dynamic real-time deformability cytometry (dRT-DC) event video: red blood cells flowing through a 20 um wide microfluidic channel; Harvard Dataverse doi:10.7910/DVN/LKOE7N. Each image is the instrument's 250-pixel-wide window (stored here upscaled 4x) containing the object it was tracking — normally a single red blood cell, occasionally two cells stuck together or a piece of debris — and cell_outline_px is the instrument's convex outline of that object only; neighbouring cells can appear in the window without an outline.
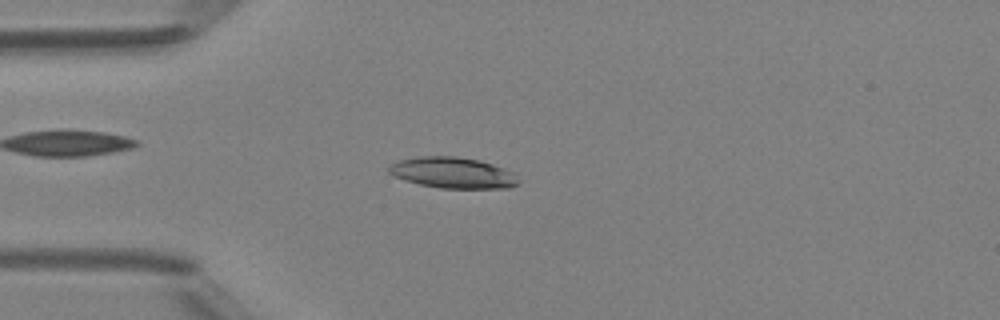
{"species": "Egyptian fruit bat (a non-hibernating species)", "species_latin": "Rousettus aegyptiacus", "temperature_condition": "room temperature", "stored_images_in_passage": 49, "camera_frame_rate_fps": 3000, "um_per_image_px": 0.085, "animal": {"sex": "female"}, "frame": {"image": 1, "passage_image": 13, "time_ms": 4.0, "image_size_px": [1000, 320], "cell_outline_px": [[520, 184], [508, 188], [440, 188], [420, 184], [392, 176], [388, 172], [388, 168], [392, 164], [400, 160], [416, 156], [456, 156], [480, 160], [516, 172], [520, 180]], "centroid_in_image_um": [38.54, 14.68], "position_along_channel_um": 46.5, "area_um2": 23.64}}
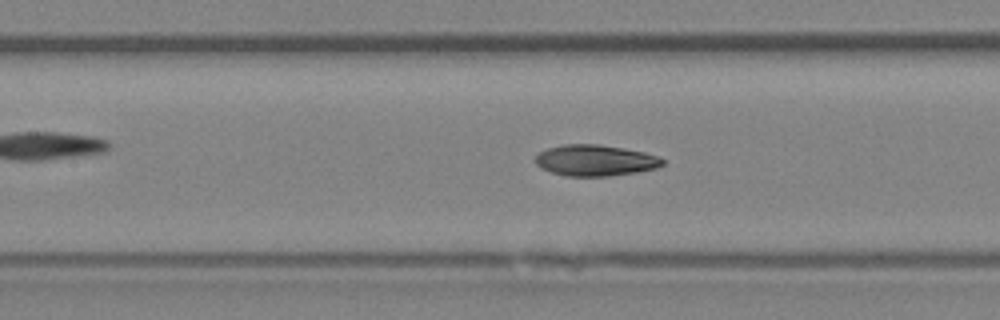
{"frame": {"image": 2, "passage_image": 22, "time_ms": 7.0, "image_size_px": [1000, 320], "cell_outline_px": [[664, 164], [660, 168], [636, 172], [608, 176], [564, 176], [540, 168], [536, 164], [536, 156], [540, 152], [548, 148], [564, 144], [600, 144], [624, 148], [644, 152], [656, 156], [664, 160]], "centroid_in_image_um": [50.61, 13.63], "position_along_channel_um": 156.8, "area_um2": 23.12}}
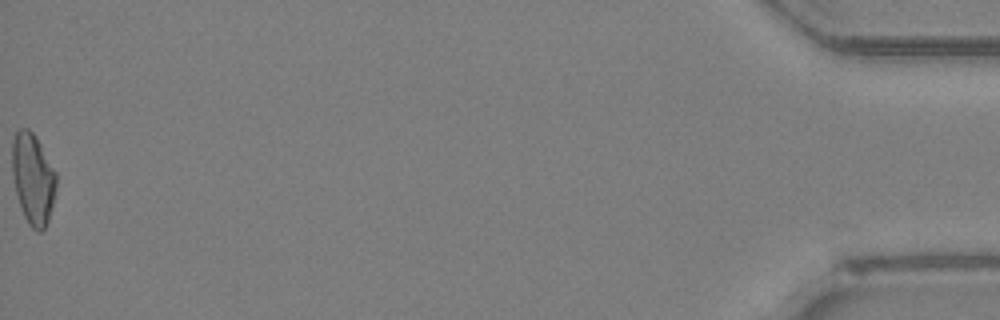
{"frame": {"image": 3, "passage_image": 49, "time_ms": 16.0, "image_size_px": [1000, 320], "cell_outline_px": [[56, 188], [48, 220], [44, 228], [40, 232], [36, 232], [28, 224], [24, 216], [16, 192], [12, 176], [12, 140], [16, 132], [20, 128], [28, 128], [36, 136], [56, 172]], "centroid_in_image_um": [2.79, 15.17], "position_along_channel_um": 432.4, "area_um2": 23.29}, "authors_computed_cell_mechanics": {"area_um2": 23.1778, "velocity_mm_per_s": 4.2162, "shape_relaxation_time_tau1_ms": 5.1562, "shape_relaxation_time_tau2_ms": 8.4148, "deformation_change_tau1": 0.1649, "deformation_change_tau2": 0.1391}}